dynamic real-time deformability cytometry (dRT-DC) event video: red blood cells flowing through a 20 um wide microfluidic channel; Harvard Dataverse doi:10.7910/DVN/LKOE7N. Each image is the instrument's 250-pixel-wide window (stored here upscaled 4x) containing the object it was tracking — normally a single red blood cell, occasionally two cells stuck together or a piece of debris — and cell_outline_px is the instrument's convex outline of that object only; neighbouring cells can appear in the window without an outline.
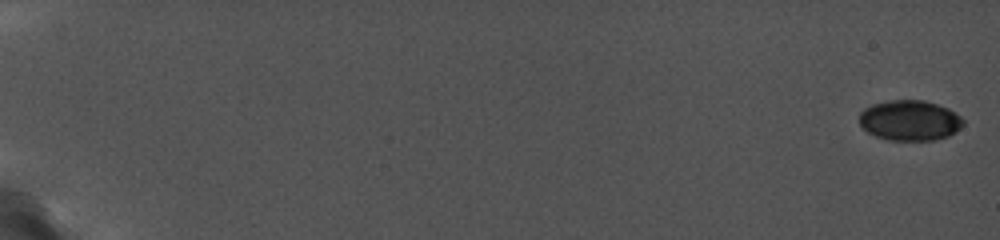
{"species": "common noctule bat (a hibernating species)", "species_latin": "Nyctalus noctula", "temperature_condition": "cold", "stored_images_in_passage": 7, "camera_frame_rate_fps": 5000, "um_per_image_px": 0.085, "animal": {"sex": "female", "body_mass_g": 19.0, "forearm_length_mm": 56.7}, "frame": {"image": 1, "passage_image": 1, "time_ms": 0.0, "image_size_px": [1000, 240], "cell_outline_px": [[964, 124], [960, 128], [948, 136], [936, 140], [888, 140], [876, 136], [868, 132], [860, 124], [860, 112], [864, 108], [872, 104], [892, 100], [924, 100], [948, 108], [960, 116], [964, 120]], "centroid_in_image_um": [77.34, 10.23], "position_along_channel_um": 7.7, "area_um2": 24.39}}
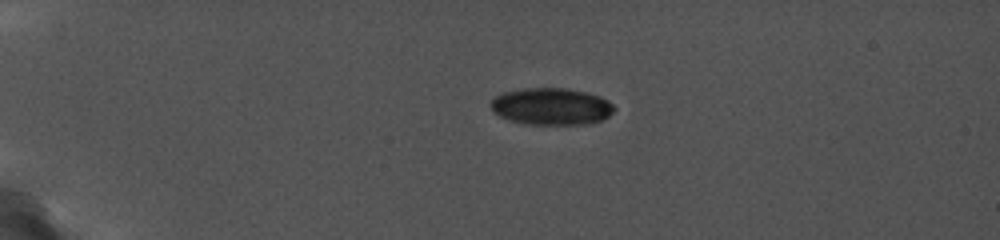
{"frame": {"image": 2, "passage_image": 5, "time_ms": 4.8, "image_size_px": [1000, 240], "cell_outline_px": [[612, 112], [608, 116], [600, 120], [580, 124], [532, 124], [512, 120], [500, 116], [492, 108], [492, 100], [496, 96], [504, 92], [524, 88], [568, 88], [600, 96], [608, 100], [612, 104]], "centroid_in_image_um": [46.87, 9.03], "position_along_channel_um": 38.1, "area_um2": 25.95}}